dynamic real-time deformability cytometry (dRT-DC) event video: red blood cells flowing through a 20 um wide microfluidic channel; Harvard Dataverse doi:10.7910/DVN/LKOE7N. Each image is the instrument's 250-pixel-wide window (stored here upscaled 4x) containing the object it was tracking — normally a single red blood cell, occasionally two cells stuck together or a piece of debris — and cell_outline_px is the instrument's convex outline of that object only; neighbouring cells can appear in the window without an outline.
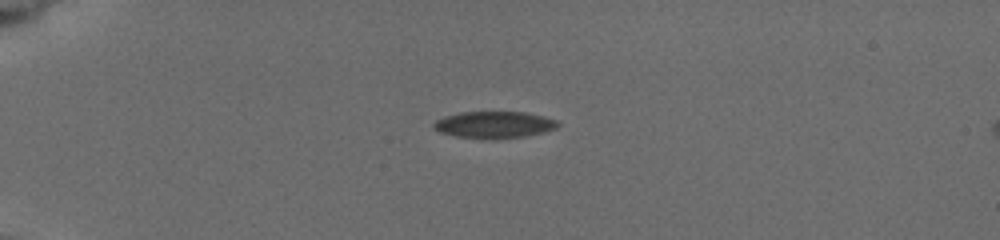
{"species": "common noctule bat (a hibernating species)", "species_latin": "Nyctalus noctula", "temperature_condition": "cold", "stored_images_in_passage": 17, "camera_frame_rate_fps": 3000, "um_per_image_px": 0.085, "animal": {"sex": "female", "body_mass_g": 19.5, "forearm_length_mm": 54.1}, "frame": {"image": 1, "passage_image": 1, "time_ms": 0.0, "image_size_px": [1000, 240], "cell_outline_px": [[560, 124], [556, 128], [540, 132], [520, 136], [492, 140], [456, 136], [440, 132], [432, 124], [436, 120], [444, 116], [464, 112], [520, 112], [540, 116], [556, 120]], "centroid_in_image_um": [41.95, 10.6], "position_along_channel_um": 43.0, "area_um2": 18.96}}
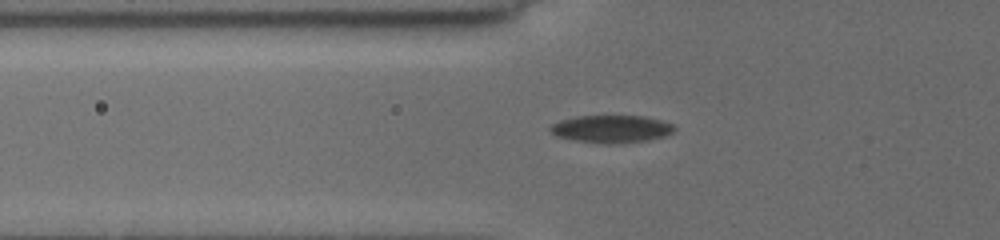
{"frame": {"image": 2, "passage_image": 10, "time_ms": 2.0, "image_size_px": [1000, 240], "cell_outline_px": [[676, 128], [672, 132], [660, 136], [644, 140], [612, 144], [576, 140], [560, 136], [552, 132], [552, 124], [560, 120], [576, 116], [644, 116], [660, 120], [672, 124]], "centroid_in_image_um": [51.98, 10.94], "position_along_channel_um": 73.8, "area_um2": 19.25}}
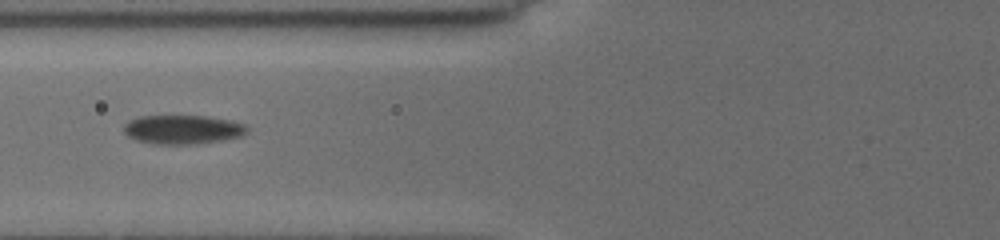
{"frame": {"image": 3, "passage_image": 16, "time_ms": 3.0, "image_size_px": [1000, 240], "cell_outline_px": [[248, 128], [240, 136], [224, 140], [192, 144], [152, 144], [136, 140], [128, 136], [124, 132], [124, 124], [128, 120], [140, 116], [204, 116], [228, 120], [244, 124]], "centroid_in_image_um": [15.47, 11.01], "position_along_channel_um": 110.3, "area_um2": 20.69}}